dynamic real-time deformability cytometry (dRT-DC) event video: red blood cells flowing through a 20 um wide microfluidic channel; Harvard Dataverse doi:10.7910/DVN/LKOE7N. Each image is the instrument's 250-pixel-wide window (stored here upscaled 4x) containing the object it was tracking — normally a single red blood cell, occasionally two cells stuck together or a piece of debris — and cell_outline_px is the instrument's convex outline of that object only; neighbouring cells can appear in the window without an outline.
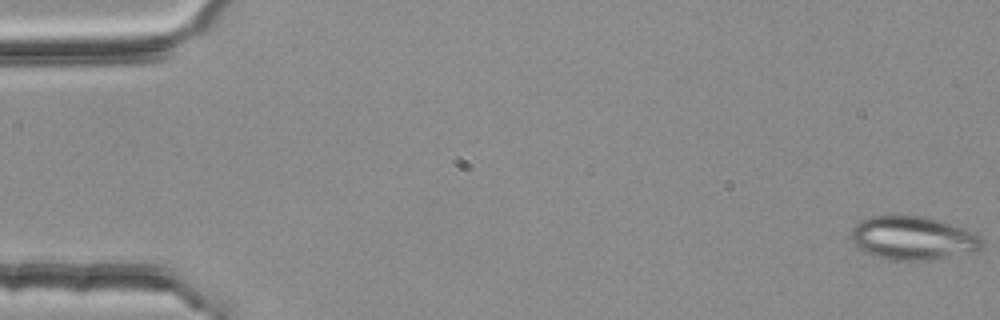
{"species": "common noctule bat (a hibernating species)", "species_latin": "Nyctalus noctula", "temperature_condition": "room temperature", "stored_images_in_passage": 4, "camera_frame_rate_fps": 3000, "um_per_image_px": 0.085, "animal": {"sex": "female", "body_mass_g": 25.1}, "frame": {"image": 1, "passage_image": 1, "time_ms": 0.0, "image_size_px": [1000, 320], "cell_outline_px": [[984, 240], [980, 248], [976, 252], [928, 260], [888, 260], [876, 256], [860, 248], [852, 240], [852, 228], [860, 220], [868, 216], [924, 216], [952, 224], [976, 232]], "centroid_in_image_um": [77.65, 20.23], "position_along_channel_um": 7.4, "area_um2": 33.18}}